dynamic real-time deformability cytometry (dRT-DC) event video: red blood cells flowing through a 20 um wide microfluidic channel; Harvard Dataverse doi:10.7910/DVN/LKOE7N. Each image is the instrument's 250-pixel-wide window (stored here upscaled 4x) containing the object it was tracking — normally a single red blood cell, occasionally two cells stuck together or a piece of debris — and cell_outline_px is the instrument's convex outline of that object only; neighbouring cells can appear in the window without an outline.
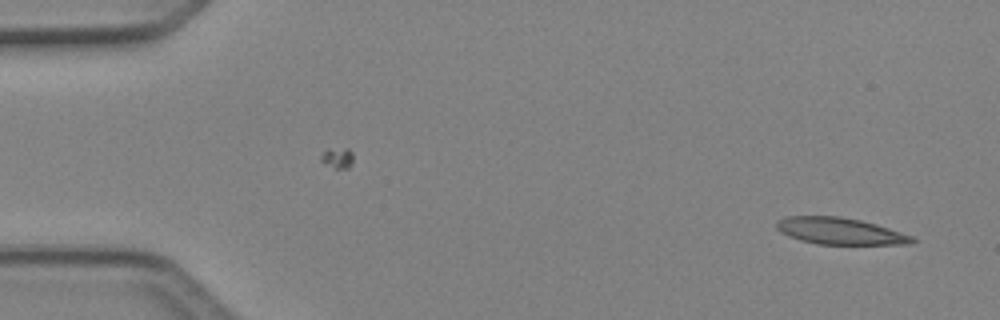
{"species": "Egyptian fruit bat (a non-hibernating species)", "species_latin": "Rousettus aegyptiacus", "temperature_condition": "cold", "stored_images_in_passage": 3, "camera_frame_rate_fps": 3000, "um_per_image_px": 0.085, "animal": {"sex": "female"}, "frame": {"image": 1, "passage_image": 3, "time_ms": 0.667, "image_size_px": [1000, 320], "cell_outline_px": [[916, 240], [908, 244], [816, 244], [800, 240], [788, 236], [780, 232], [776, 228], [776, 220], [784, 216], [840, 216], [860, 220], [876, 224], [912, 236]], "centroid_in_image_um": [71.33, 19.63], "position_along_channel_um": 13.7, "area_um2": 21.1}}